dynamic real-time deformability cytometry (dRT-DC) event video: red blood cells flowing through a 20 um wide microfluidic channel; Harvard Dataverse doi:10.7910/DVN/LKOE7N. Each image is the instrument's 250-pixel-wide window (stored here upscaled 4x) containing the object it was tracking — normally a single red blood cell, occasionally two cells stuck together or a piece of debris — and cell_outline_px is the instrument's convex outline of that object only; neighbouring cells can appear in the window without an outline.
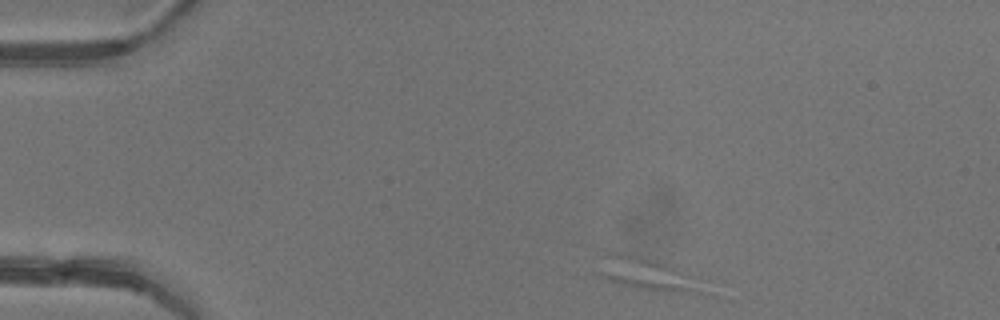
{"species": "common noctule bat (a hibernating species)", "species_latin": "Nyctalus noctula", "temperature_condition": "warm", "stored_images_in_passage": 3, "camera_frame_rate_fps": 3000, "um_per_image_px": 0.085, "animal": {"sex": "female"}, "frame": {"image": 1, "passage_image": 1, "time_ms": 0.0, "image_size_px": [1000, 320], "cell_outline_px": [[692, 276], [688, 288], [680, 292], [640, 288], [620, 284], [604, 276], [600, 272], [612, 252], [616, 252], [656, 260]], "centroid_in_image_um": [54.79, 23.23], "position_along_channel_um": 30.2, "area_um2": 16.65}}